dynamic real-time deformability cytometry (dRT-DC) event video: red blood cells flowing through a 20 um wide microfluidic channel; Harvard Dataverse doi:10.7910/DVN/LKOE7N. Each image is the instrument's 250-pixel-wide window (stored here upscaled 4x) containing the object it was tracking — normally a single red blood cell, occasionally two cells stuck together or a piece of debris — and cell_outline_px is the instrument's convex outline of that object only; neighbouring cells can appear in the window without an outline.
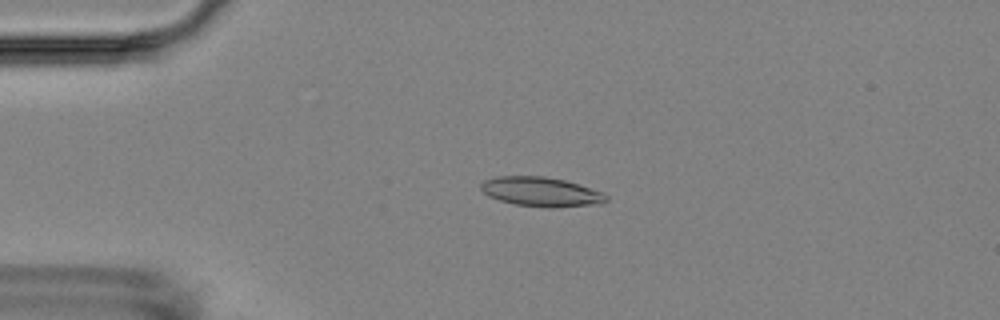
{"species": "Egyptian fruit bat (a non-hibernating species)", "species_latin": "Rousettus aegyptiacus", "temperature_condition": "room temperature", "stored_images_in_passage": 4, "camera_frame_rate_fps": 3000, "um_per_image_px": 0.085, "animal": {"sex": "female"}, "frame": {"image": 1, "passage_image": 2, "time_ms": 1.0, "image_size_px": [1000, 320], "cell_outline_px": [[608, 200], [600, 204], [552, 208], [548, 208], [516, 204], [500, 200], [488, 196], [480, 188], [480, 184], [484, 180], [496, 176], [544, 176], [564, 180], [604, 192], [608, 196]], "centroid_in_image_um": [46.01, 16.3], "position_along_channel_um": 39.0, "area_um2": 21.56}}